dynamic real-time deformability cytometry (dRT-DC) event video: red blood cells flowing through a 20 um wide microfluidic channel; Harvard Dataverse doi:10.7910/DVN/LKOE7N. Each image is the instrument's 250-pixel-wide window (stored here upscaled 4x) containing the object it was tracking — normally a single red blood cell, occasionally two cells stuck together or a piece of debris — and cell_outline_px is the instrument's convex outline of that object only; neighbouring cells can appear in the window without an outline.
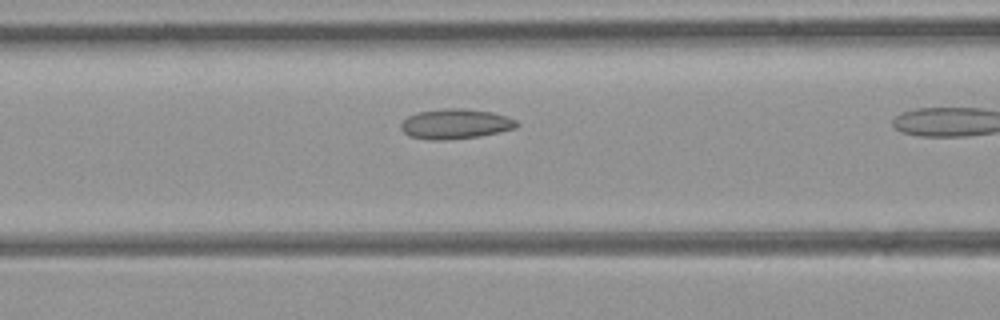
{"species": "common noctule bat (a hibernating species)", "species_latin": "Nyctalus noctula", "temperature_condition": "room temperature", "stored_images_in_passage": 7, "camera_frame_rate_fps": 3000, "um_per_image_px": 0.085, "animal": {"sex": "female", "body_mass_g": 21.9}, "frame": {"image": 1, "passage_image": 3, "time_ms": 0.667, "image_size_px": [1000, 320], "cell_outline_px": [[520, 124], [516, 128], [500, 132], [480, 136], [448, 140], [428, 140], [412, 136], [404, 132], [400, 128], [400, 124], [408, 116], [416, 112], [444, 108], [464, 108], [492, 112], [516, 120]], "centroid_in_image_um": [38.71, 10.53], "position_along_channel_um": 127.9, "area_um2": 20.35}}